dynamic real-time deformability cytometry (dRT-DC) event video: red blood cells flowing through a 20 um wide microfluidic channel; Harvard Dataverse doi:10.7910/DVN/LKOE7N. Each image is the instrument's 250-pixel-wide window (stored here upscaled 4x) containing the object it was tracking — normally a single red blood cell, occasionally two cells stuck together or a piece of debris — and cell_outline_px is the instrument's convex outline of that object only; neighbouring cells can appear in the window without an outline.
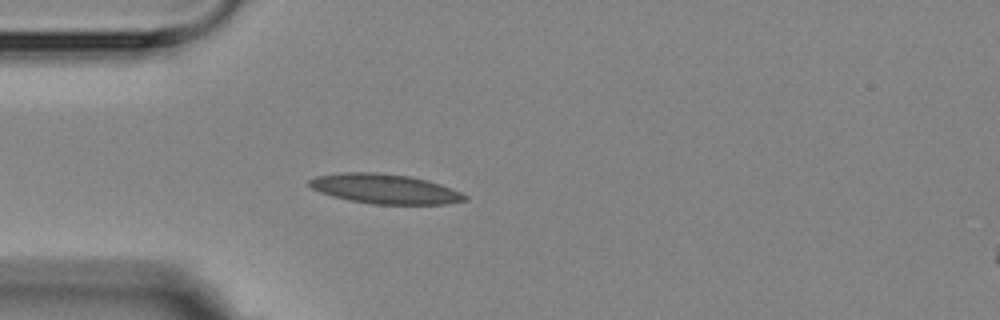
{"species": "Egyptian fruit bat (a non-hibernating species)", "species_latin": "Rousettus aegyptiacus", "temperature_condition": "room temperature", "stored_images_in_passage": 5, "camera_frame_rate_fps": 3000, "um_per_image_px": 0.085, "animal": {"sex": "female"}, "frame": {"image": 1, "passage_image": 5, "time_ms": 4.333, "image_size_px": [1000, 320], "cell_outline_px": [[468, 200], [444, 204], [372, 204], [348, 200], [332, 196], [320, 192], [312, 188], [308, 184], [308, 180], [316, 176], [344, 172], [376, 172], [408, 176], [428, 180], [440, 184], [460, 192], [468, 196]], "centroid_in_image_um": [32.7, 16.05], "position_along_channel_um": 52.3, "area_um2": 26.88}}